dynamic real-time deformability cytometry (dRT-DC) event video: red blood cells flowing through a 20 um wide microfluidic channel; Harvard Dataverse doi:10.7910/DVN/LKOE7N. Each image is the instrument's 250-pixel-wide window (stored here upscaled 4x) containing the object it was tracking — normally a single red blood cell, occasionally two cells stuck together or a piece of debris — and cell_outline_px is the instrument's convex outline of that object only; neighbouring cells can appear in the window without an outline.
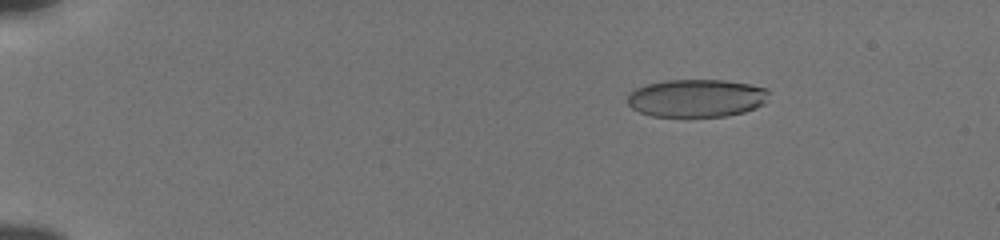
{"species": "human", "species_latin": "Homo sapiens", "temperature_condition": "cold", "stored_images_in_passage": 56, "camera_frame_rate_fps": 3000, "um_per_image_px": 0.085, "donor": {"sex": "male"}, "frame": {"image": 1, "passage_image": 10, "time_ms": 3.0, "image_size_px": [1000, 240], "cell_outline_px": [[768, 100], [764, 104], [756, 108], [744, 112], [724, 116], [652, 116], [640, 112], [632, 108], [628, 104], [628, 96], [636, 88], [648, 84], [664, 80], [724, 80], [748, 84], [768, 88]], "centroid_in_image_um": [59.24, 8.34], "position_along_channel_um": 25.8, "area_um2": 31.15}}
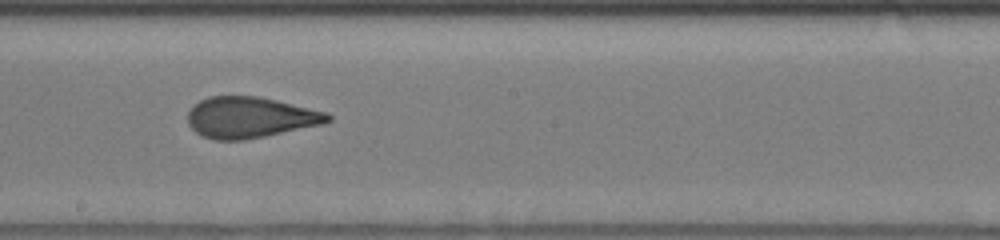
{"frame": {"image": 2, "passage_image": 34, "time_ms": 11.0, "image_size_px": [1000, 240], "cell_outline_px": [[332, 120], [324, 124], [244, 140], [216, 140], [204, 136], [196, 132], [188, 124], [188, 112], [192, 104], [208, 96], [256, 96], [276, 100], [328, 112], [332, 116]], "centroid_in_image_um": [21.27, 9.97], "position_along_channel_um": 226.9, "area_um2": 33.52}}
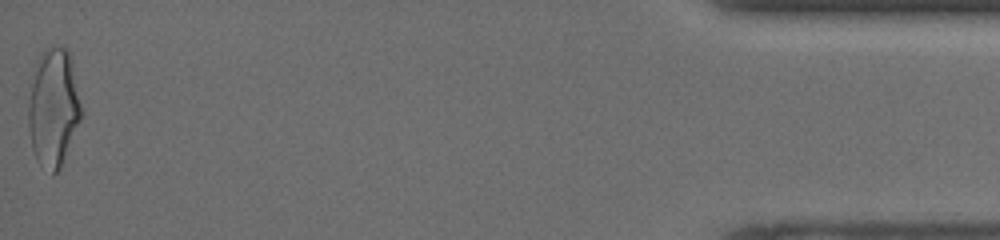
{"frame": {"image": 3, "passage_image": 56, "time_ms": 18.333, "image_size_px": [1000, 240], "cell_outline_px": [[84, 112], [60, 168], [52, 176], [36, 160], [32, 148], [28, 128], [28, 104], [36, 60], [40, 52], [44, 48], [64, 44], [68, 48], [72, 60]], "centroid_in_image_um": [4.56, 9.1], "position_along_channel_um": 430.6, "area_um2": 37.28}, "authors_computed_cell_mechanics": {"area_um2": 33.0038, "velocity_mm_per_s": 3.8579, "shape_relaxation_time_tau1_ms": 5.4609, "shape_relaxation_time_tau2_ms": 0.8586, "deformation_change_tau1": 0.1838, "deformation_change_tau2": 0.0837}}